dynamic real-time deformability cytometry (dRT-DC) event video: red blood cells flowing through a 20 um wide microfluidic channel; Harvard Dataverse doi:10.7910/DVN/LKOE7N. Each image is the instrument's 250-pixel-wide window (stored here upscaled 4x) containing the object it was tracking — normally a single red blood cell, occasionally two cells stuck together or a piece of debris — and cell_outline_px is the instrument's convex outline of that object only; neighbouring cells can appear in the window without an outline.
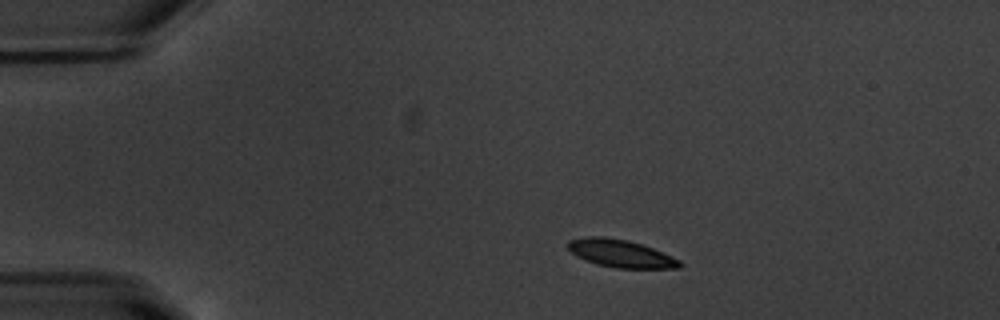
{"species": "common noctule bat (a hibernating species)", "species_latin": "Nyctalus noctula", "temperature_condition": "warm", "stored_images_in_passage": 35, "camera_frame_rate_fps": 3000, "um_per_image_px": 0.085, "animal": {"sex": "male", "body_mass_g": 20.1, "forearm_length_mm": 53.5}, "frame": {"image": 1, "passage_image": 1, "time_ms": 0.0, "image_size_px": [1000, 320], "cell_outline_px": [[684, 264], [680, 268], [616, 268], [596, 264], [584, 260], [576, 256], [568, 248], [568, 240], [588, 236], [604, 236], [628, 240], [652, 248], [672, 256], [680, 260]], "centroid_in_image_um": [52.76, 21.55], "position_along_channel_um": 32.2, "area_um2": 18.09}}
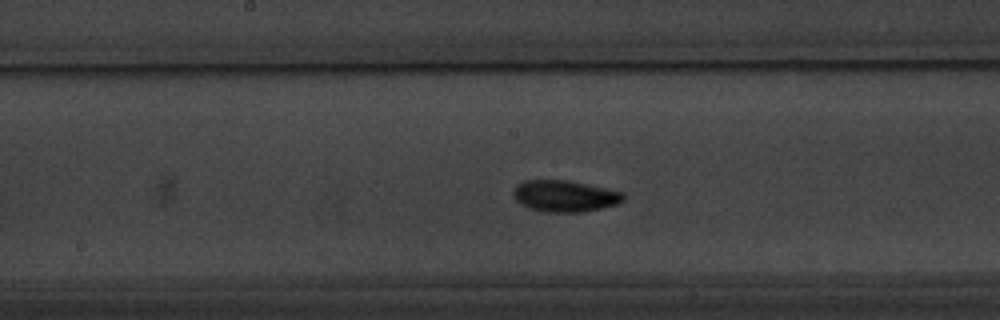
{"frame": {"image": 2, "passage_image": 19, "time_ms": 6.0, "image_size_px": [1000, 320], "cell_outline_px": [[624, 200], [620, 204], [584, 212], [544, 212], [528, 208], [520, 204], [512, 196], [512, 192], [524, 180], [568, 180], [624, 192]], "centroid_in_image_um": [48.03, 16.68], "position_along_channel_um": 200.2, "area_um2": 20.35}}
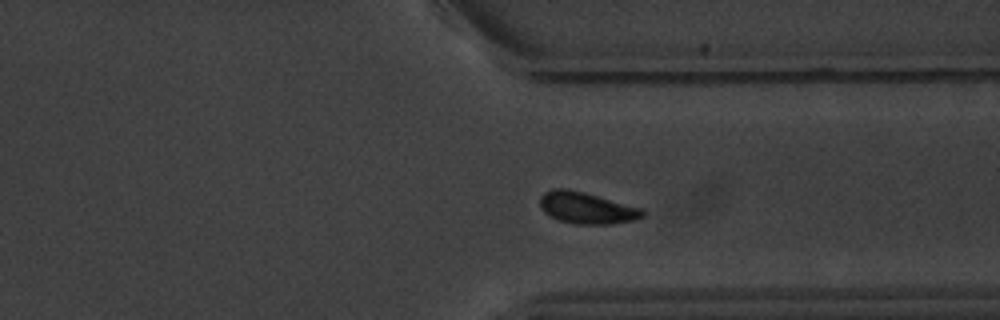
{"frame": {"image": 3, "passage_image": 32, "time_ms": 10.333, "image_size_px": [1000, 320], "cell_outline_px": [[648, 212], [644, 216], [636, 220], [612, 224], [576, 224], [560, 220], [544, 212], [540, 208], [540, 196], [544, 192], [552, 188], [564, 188], [584, 192], [644, 208]], "centroid_in_image_um": [49.92, 17.67], "position_along_channel_um": 361.5, "area_um2": 19.13}, "authors_computed_cell_mechanics": {"area_um2": 18.7272, "velocity_mm_per_s": 3.7253, "shape_relaxation_time_tau1_ms": 1.9925, "shape_relaxation_time_tau2_ms": null, "deformation_change_tau1": 0.1082, "deformation_change_tau2": null}}